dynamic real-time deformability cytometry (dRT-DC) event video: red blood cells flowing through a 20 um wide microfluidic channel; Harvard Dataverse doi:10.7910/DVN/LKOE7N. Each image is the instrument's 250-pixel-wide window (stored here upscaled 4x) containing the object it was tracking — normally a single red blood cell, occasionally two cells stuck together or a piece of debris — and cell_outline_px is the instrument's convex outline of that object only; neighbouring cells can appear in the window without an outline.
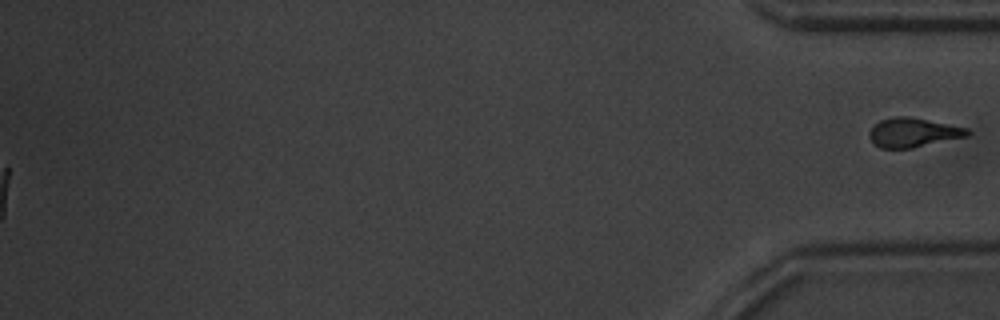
{"species": "common noctule bat (a hibernating species)", "species_latin": "Nyctalus noctula", "temperature_condition": "warm", "stored_images_in_passage": 54, "segment_of_instrument_passage": [2, 2], "camera_frame_rate_fps": 3000, "um_per_image_px": 0.085, "animal": {"sex": "male", "body_mass_g": 20.1, "forearm_length_mm": 53.5}, "frame": {"image": 1, "passage_image": 54, "time_ms": 17.667, "image_size_px": [1000, 320], "cell_outline_px": [[968, 136], [912, 148], [880, 148], [868, 136], [868, 132], [880, 120], [892, 116], [908, 116], [968, 128]], "centroid_in_image_um": [77.59, 11.26], "position_along_channel_um": 357.6, "area_um2": 16.53}}